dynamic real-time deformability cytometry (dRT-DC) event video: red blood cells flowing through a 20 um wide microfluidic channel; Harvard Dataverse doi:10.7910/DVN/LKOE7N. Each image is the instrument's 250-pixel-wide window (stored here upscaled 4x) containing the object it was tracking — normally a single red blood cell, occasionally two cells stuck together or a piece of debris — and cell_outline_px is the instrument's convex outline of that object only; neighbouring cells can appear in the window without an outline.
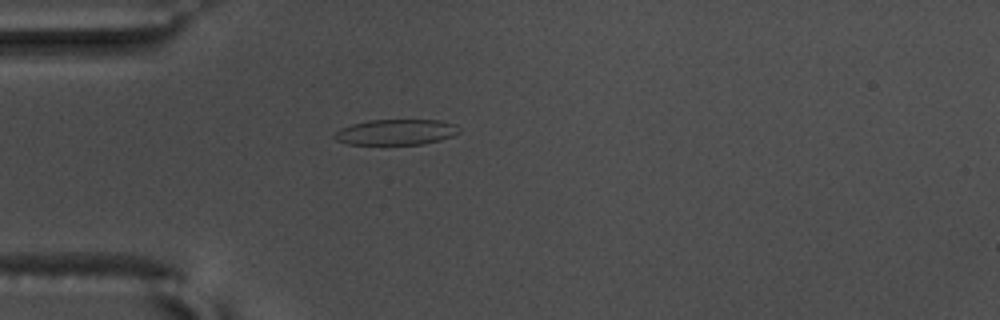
{"species": "common noctule bat (a hibernating species)", "species_latin": "Nyctalus noctula", "temperature_condition": "warm", "stored_images_in_passage": 47, "camera_frame_rate_fps": 3000, "um_per_image_px": 0.085, "animal": {"sex": "male", "body_mass_g": 17.5, "forearm_length_mm": 52.3}, "frame": {"image": 1, "passage_image": 7, "time_ms": 2.0, "image_size_px": [1000, 320], "cell_outline_px": [[460, 132], [452, 136], [440, 140], [424, 144], [348, 144], [336, 140], [332, 136], [340, 128], [352, 124], [368, 120], [440, 120], [456, 124], [460, 128]], "centroid_in_image_um": [33.68, 11.22], "position_along_channel_um": 51.3, "area_um2": 18.67}}
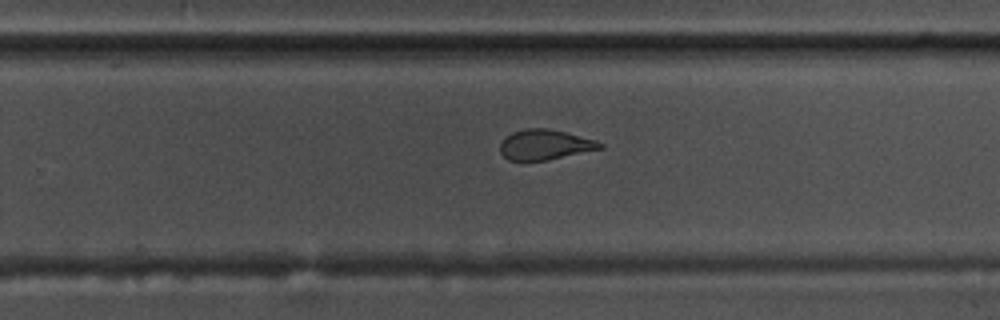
{"frame": {"image": 2, "passage_image": 27, "time_ms": 8.667, "image_size_px": [1000, 320], "cell_outline_px": [[604, 148], [548, 160], [524, 164], [508, 160], [500, 152], [500, 144], [504, 136], [512, 132], [524, 128], [548, 128], [596, 140], [604, 144]], "centroid_in_image_um": [46.26, 12.34], "position_along_channel_um": 283.5, "area_um2": 18.21}}
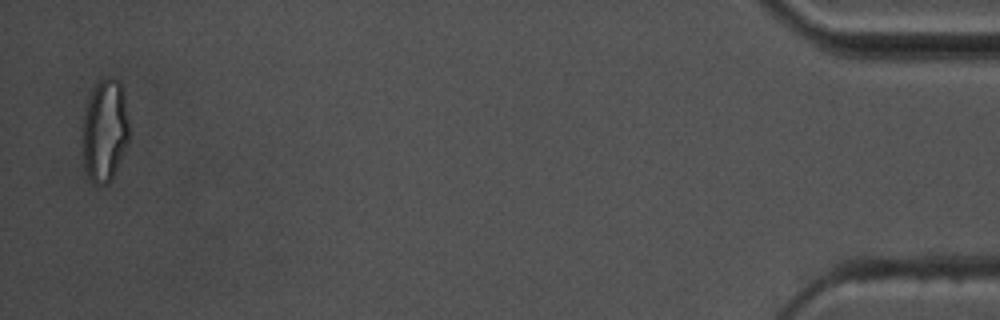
{"frame": {"image": 3, "passage_image": 46, "time_ms": 15.0, "image_size_px": [1000, 320], "cell_outline_px": [[128, 144], [112, 180], [108, 184], [92, 184], [84, 168], [80, 140], [80, 128], [84, 112], [88, 100], [96, 84], [104, 76], [108, 76], [120, 80], [124, 92], [128, 120]], "centroid_in_image_um": [8.87, 11.12], "position_along_channel_um": 426.3, "area_um2": 28.9}, "authors_computed_cell_mechanics": {"area_um2": 18.9584, "velocity_mm_per_s": 3.647, "shape_relaxation_time_tau1_ms": 7.017, "shape_relaxation_time_tau2_ms": 1.734, "deformation_change_tau1": 0.2176, "deformation_change_tau2": 0.0953}}